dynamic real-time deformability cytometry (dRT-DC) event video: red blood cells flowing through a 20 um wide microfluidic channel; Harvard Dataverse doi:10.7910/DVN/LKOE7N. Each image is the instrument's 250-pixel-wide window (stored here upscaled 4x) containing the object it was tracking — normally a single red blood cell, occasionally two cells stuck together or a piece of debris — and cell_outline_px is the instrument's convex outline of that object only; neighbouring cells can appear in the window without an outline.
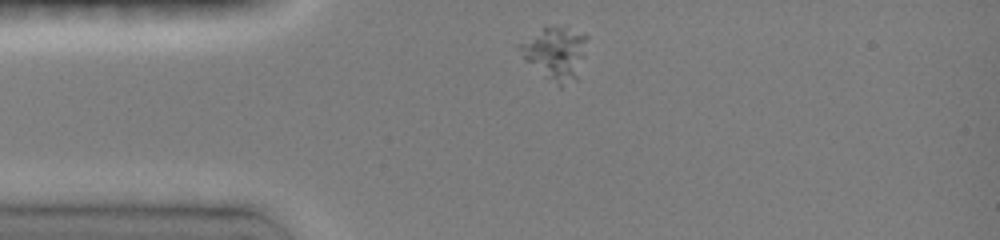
{"species": "common noctule bat (a hibernating species)", "species_latin": "Nyctalus noctula", "temperature_condition": "room temperature", "stored_images_in_passage": 4, "camera_frame_rate_fps": 3000, "um_per_image_px": 0.085, "animal": {"sex": "female", "body_mass_g": 19.0, "forearm_length_mm": 51.5}, "frame": {"image": 1, "passage_image": 1, "time_ms": 0.0, "image_size_px": [1000, 240], "cell_outline_px": [[588, 40], [576, 80], [560, 88], [544, 76], [524, 60], [516, 44], [544, 28], [560, 28], [588, 36]], "centroid_in_image_um": [47.18, 4.58], "position_along_channel_um": 37.8, "area_um2": 20.23}}
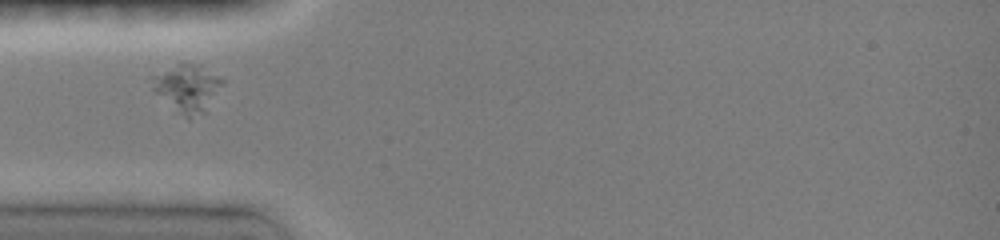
{"frame": {"image": 2, "passage_image": 3, "time_ms": 1.333, "image_size_px": [1000, 240], "cell_outline_px": [[224, 80], [204, 112], [188, 120], [156, 92], [152, 88], [148, 76], [180, 64], [192, 64]], "centroid_in_image_um": [15.84, 7.51], "position_along_channel_um": 69.2, "area_um2": 18.38}}